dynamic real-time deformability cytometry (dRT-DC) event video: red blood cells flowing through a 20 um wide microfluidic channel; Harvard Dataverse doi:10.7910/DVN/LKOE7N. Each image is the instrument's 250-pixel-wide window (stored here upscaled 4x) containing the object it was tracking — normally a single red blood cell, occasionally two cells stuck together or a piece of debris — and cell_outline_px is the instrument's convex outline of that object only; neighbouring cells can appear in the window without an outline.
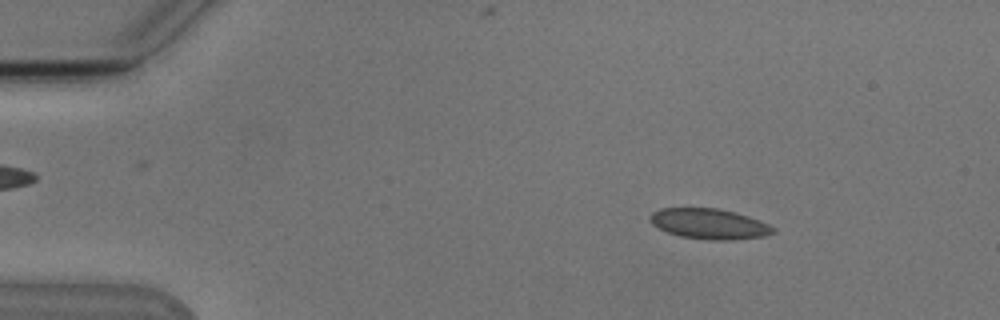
{"species": "Egyptian fruit bat (a non-hibernating species)", "species_latin": "Rousettus aegyptiacus", "temperature_condition": "cold", "stored_images_in_passage": 4, "camera_frame_rate_fps": 3000, "um_per_image_px": 0.085, "animal": {"sex": "male"}, "frame": {"image": 1, "passage_image": 2, "time_ms": 1.0, "image_size_px": [1000, 320], "cell_outline_px": [[776, 232], [764, 236], [732, 240], [708, 240], [680, 236], [668, 232], [652, 224], [648, 220], [648, 216], [652, 212], [660, 208], [716, 208], [736, 212], [760, 220], [776, 228]], "centroid_in_image_um": [60.29, 19.02], "position_along_channel_um": 24.7, "area_um2": 21.96}}